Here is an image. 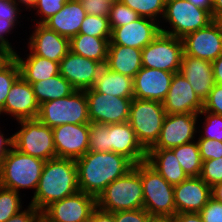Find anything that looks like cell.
Instances as JSON below:
<instances>
[{"instance_id":"obj_53","label":"cell","mask_w":222,"mask_h":222,"mask_svg":"<svg viewBox=\"0 0 222 222\" xmlns=\"http://www.w3.org/2000/svg\"><path fill=\"white\" fill-rule=\"evenodd\" d=\"M215 84L222 85V54L212 62Z\"/></svg>"},{"instance_id":"obj_42","label":"cell","mask_w":222,"mask_h":222,"mask_svg":"<svg viewBox=\"0 0 222 222\" xmlns=\"http://www.w3.org/2000/svg\"><path fill=\"white\" fill-rule=\"evenodd\" d=\"M199 151L202 162L222 157V142L211 139L198 138Z\"/></svg>"},{"instance_id":"obj_45","label":"cell","mask_w":222,"mask_h":222,"mask_svg":"<svg viewBox=\"0 0 222 222\" xmlns=\"http://www.w3.org/2000/svg\"><path fill=\"white\" fill-rule=\"evenodd\" d=\"M199 214L203 222H222V203L211 197Z\"/></svg>"},{"instance_id":"obj_39","label":"cell","mask_w":222,"mask_h":222,"mask_svg":"<svg viewBox=\"0 0 222 222\" xmlns=\"http://www.w3.org/2000/svg\"><path fill=\"white\" fill-rule=\"evenodd\" d=\"M199 115H204L205 118L203 119H205V121L202 122L204 132L202 129L201 131L198 129V131L202 133L201 135H198V138L211 139L222 142V116L207 112L203 109L200 111Z\"/></svg>"},{"instance_id":"obj_58","label":"cell","mask_w":222,"mask_h":222,"mask_svg":"<svg viewBox=\"0 0 222 222\" xmlns=\"http://www.w3.org/2000/svg\"><path fill=\"white\" fill-rule=\"evenodd\" d=\"M222 13V0H213L212 17Z\"/></svg>"},{"instance_id":"obj_56","label":"cell","mask_w":222,"mask_h":222,"mask_svg":"<svg viewBox=\"0 0 222 222\" xmlns=\"http://www.w3.org/2000/svg\"><path fill=\"white\" fill-rule=\"evenodd\" d=\"M211 197L214 200L222 203V182L211 187Z\"/></svg>"},{"instance_id":"obj_50","label":"cell","mask_w":222,"mask_h":222,"mask_svg":"<svg viewBox=\"0 0 222 222\" xmlns=\"http://www.w3.org/2000/svg\"><path fill=\"white\" fill-rule=\"evenodd\" d=\"M1 129V128H0ZM10 147V148H9ZM13 147V135L4 137V133L0 130V165L6 158L8 152Z\"/></svg>"},{"instance_id":"obj_34","label":"cell","mask_w":222,"mask_h":222,"mask_svg":"<svg viewBox=\"0 0 222 222\" xmlns=\"http://www.w3.org/2000/svg\"><path fill=\"white\" fill-rule=\"evenodd\" d=\"M20 197L19 192L0 185V222H6L23 210Z\"/></svg>"},{"instance_id":"obj_23","label":"cell","mask_w":222,"mask_h":222,"mask_svg":"<svg viewBox=\"0 0 222 222\" xmlns=\"http://www.w3.org/2000/svg\"><path fill=\"white\" fill-rule=\"evenodd\" d=\"M128 158L134 165L146 161L147 151L128 122L109 124V152Z\"/></svg>"},{"instance_id":"obj_27","label":"cell","mask_w":222,"mask_h":222,"mask_svg":"<svg viewBox=\"0 0 222 222\" xmlns=\"http://www.w3.org/2000/svg\"><path fill=\"white\" fill-rule=\"evenodd\" d=\"M146 162L172 186L188 178L171 149H149Z\"/></svg>"},{"instance_id":"obj_57","label":"cell","mask_w":222,"mask_h":222,"mask_svg":"<svg viewBox=\"0 0 222 222\" xmlns=\"http://www.w3.org/2000/svg\"><path fill=\"white\" fill-rule=\"evenodd\" d=\"M149 222H174V216L151 215Z\"/></svg>"},{"instance_id":"obj_15","label":"cell","mask_w":222,"mask_h":222,"mask_svg":"<svg viewBox=\"0 0 222 222\" xmlns=\"http://www.w3.org/2000/svg\"><path fill=\"white\" fill-rule=\"evenodd\" d=\"M52 131L56 157L76 160L89 151V124H64Z\"/></svg>"},{"instance_id":"obj_13","label":"cell","mask_w":222,"mask_h":222,"mask_svg":"<svg viewBox=\"0 0 222 222\" xmlns=\"http://www.w3.org/2000/svg\"><path fill=\"white\" fill-rule=\"evenodd\" d=\"M199 114H166L156 144L150 149H172L195 141Z\"/></svg>"},{"instance_id":"obj_24","label":"cell","mask_w":222,"mask_h":222,"mask_svg":"<svg viewBox=\"0 0 222 222\" xmlns=\"http://www.w3.org/2000/svg\"><path fill=\"white\" fill-rule=\"evenodd\" d=\"M204 103L215 85L212 63L183 54L179 71Z\"/></svg>"},{"instance_id":"obj_20","label":"cell","mask_w":222,"mask_h":222,"mask_svg":"<svg viewBox=\"0 0 222 222\" xmlns=\"http://www.w3.org/2000/svg\"><path fill=\"white\" fill-rule=\"evenodd\" d=\"M174 73L142 67L133 78L134 98L163 103Z\"/></svg>"},{"instance_id":"obj_38","label":"cell","mask_w":222,"mask_h":222,"mask_svg":"<svg viewBox=\"0 0 222 222\" xmlns=\"http://www.w3.org/2000/svg\"><path fill=\"white\" fill-rule=\"evenodd\" d=\"M89 151L109 152V125L89 123Z\"/></svg>"},{"instance_id":"obj_49","label":"cell","mask_w":222,"mask_h":222,"mask_svg":"<svg viewBox=\"0 0 222 222\" xmlns=\"http://www.w3.org/2000/svg\"><path fill=\"white\" fill-rule=\"evenodd\" d=\"M14 27L16 28V24L13 21L0 18V45L8 48L13 54L15 53V49L12 48V44L9 43L8 38H5V36L11 34Z\"/></svg>"},{"instance_id":"obj_54","label":"cell","mask_w":222,"mask_h":222,"mask_svg":"<svg viewBox=\"0 0 222 222\" xmlns=\"http://www.w3.org/2000/svg\"><path fill=\"white\" fill-rule=\"evenodd\" d=\"M14 54L6 47L0 45V69L6 65L12 58Z\"/></svg>"},{"instance_id":"obj_6","label":"cell","mask_w":222,"mask_h":222,"mask_svg":"<svg viewBox=\"0 0 222 222\" xmlns=\"http://www.w3.org/2000/svg\"><path fill=\"white\" fill-rule=\"evenodd\" d=\"M165 116L163 103L137 98L132 99L128 123L146 151L158 141Z\"/></svg>"},{"instance_id":"obj_52","label":"cell","mask_w":222,"mask_h":222,"mask_svg":"<svg viewBox=\"0 0 222 222\" xmlns=\"http://www.w3.org/2000/svg\"><path fill=\"white\" fill-rule=\"evenodd\" d=\"M174 222H203L199 213H177L174 215Z\"/></svg>"},{"instance_id":"obj_60","label":"cell","mask_w":222,"mask_h":222,"mask_svg":"<svg viewBox=\"0 0 222 222\" xmlns=\"http://www.w3.org/2000/svg\"><path fill=\"white\" fill-rule=\"evenodd\" d=\"M213 22L217 25L219 31L222 33V13L216 14L213 17Z\"/></svg>"},{"instance_id":"obj_8","label":"cell","mask_w":222,"mask_h":222,"mask_svg":"<svg viewBox=\"0 0 222 222\" xmlns=\"http://www.w3.org/2000/svg\"><path fill=\"white\" fill-rule=\"evenodd\" d=\"M143 208L150 215L174 216V186L169 184L146 161L141 163Z\"/></svg>"},{"instance_id":"obj_26","label":"cell","mask_w":222,"mask_h":222,"mask_svg":"<svg viewBox=\"0 0 222 222\" xmlns=\"http://www.w3.org/2000/svg\"><path fill=\"white\" fill-rule=\"evenodd\" d=\"M142 50L129 46L109 44L105 67L134 78L142 68Z\"/></svg>"},{"instance_id":"obj_30","label":"cell","mask_w":222,"mask_h":222,"mask_svg":"<svg viewBox=\"0 0 222 222\" xmlns=\"http://www.w3.org/2000/svg\"><path fill=\"white\" fill-rule=\"evenodd\" d=\"M110 38L79 33L69 40V48L75 54L105 65Z\"/></svg>"},{"instance_id":"obj_61","label":"cell","mask_w":222,"mask_h":222,"mask_svg":"<svg viewBox=\"0 0 222 222\" xmlns=\"http://www.w3.org/2000/svg\"><path fill=\"white\" fill-rule=\"evenodd\" d=\"M38 222H48V221L41 216V218L38 220Z\"/></svg>"},{"instance_id":"obj_21","label":"cell","mask_w":222,"mask_h":222,"mask_svg":"<svg viewBox=\"0 0 222 222\" xmlns=\"http://www.w3.org/2000/svg\"><path fill=\"white\" fill-rule=\"evenodd\" d=\"M174 204L177 213H199L211 198V187L200 177H188L174 186Z\"/></svg>"},{"instance_id":"obj_43","label":"cell","mask_w":222,"mask_h":222,"mask_svg":"<svg viewBox=\"0 0 222 222\" xmlns=\"http://www.w3.org/2000/svg\"><path fill=\"white\" fill-rule=\"evenodd\" d=\"M203 110L222 116V85L213 86L203 103Z\"/></svg>"},{"instance_id":"obj_47","label":"cell","mask_w":222,"mask_h":222,"mask_svg":"<svg viewBox=\"0 0 222 222\" xmlns=\"http://www.w3.org/2000/svg\"><path fill=\"white\" fill-rule=\"evenodd\" d=\"M20 11L14 0H0V18L13 21L17 25Z\"/></svg>"},{"instance_id":"obj_29","label":"cell","mask_w":222,"mask_h":222,"mask_svg":"<svg viewBox=\"0 0 222 222\" xmlns=\"http://www.w3.org/2000/svg\"><path fill=\"white\" fill-rule=\"evenodd\" d=\"M92 88L101 94L134 98L133 78L111 71L105 66L100 71Z\"/></svg>"},{"instance_id":"obj_44","label":"cell","mask_w":222,"mask_h":222,"mask_svg":"<svg viewBox=\"0 0 222 222\" xmlns=\"http://www.w3.org/2000/svg\"><path fill=\"white\" fill-rule=\"evenodd\" d=\"M150 217L144 208L114 212V222H149Z\"/></svg>"},{"instance_id":"obj_3","label":"cell","mask_w":222,"mask_h":222,"mask_svg":"<svg viewBox=\"0 0 222 222\" xmlns=\"http://www.w3.org/2000/svg\"><path fill=\"white\" fill-rule=\"evenodd\" d=\"M97 207L106 212L143 208L141 163L115 179L96 198Z\"/></svg>"},{"instance_id":"obj_40","label":"cell","mask_w":222,"mask_h":222,"mask_svg":"<svg viewBox=\"0 0 222 222\" xmlns=\"http://www.w3.org/2000/svg\"><path fill=\"white\" fill-rule=\"evenodd\" d=\"M199 177L210 187L222 182V157L202 162V170Z\"/></svg>"},{"instance_id":"obj_9","label":"cell","mask_w":222,"mask_h":222,"mask_svg":"<svg viewBox=\"0 0 222 222\" xmlns=\"http://www.w3.org/2000/svg\"><path fill=\"white\" fill-rule=\"evenodd\" d=\"M20 130L13 135V147L24 154L47 161L56 157L52 128L36 119L18 121Z\"/></svg>"},{"instance_id":"obj_19","label":"cell","mask_w":222,"mask_h":222,"mask_svg":"<svg viewBox=\"0 0 222 222\" xmlns=\"http://www.w3.org/2000/svg\"><path fill=\"white\" fill-rule=\"evenodd\" d=\"M163 106L166 114H199L203 102L187 79L178 72L173 75Z\"/></svg>"},{"instance_id":"obj_4","label":"cell","mask_w":222,"mask_h":222,"mask_svg":"<svg viewBox=\"0 0 222 222\" xmlns=\"http://www.w3.org/2000/svg\"><path fill=\"white\" fill-rule=\"evenodd\" d=\"M45 161L24 154L12 147L0 165V185L19 192L37 190Z\"/></svg>"},{"instance_id":"obj_5","label":"cell","mask_w":222,"mask_h":222,"mask_svg":"<svg viewBox=\"0 0 222 222\" xmlns=\"http://www.w3.org/2000/svg\"><path fill=\"white\" fill-rule=\"evenodd\" d=\"M37 119L50 128L64 124H89L85 90H75L71 95L40 104Z\"/></svg>"},{"instance_id":"obj_55","label":"cell","mask_w":222,"mask_h":222,"mask_svg":"<svg viewBox=\"0 0 222 222\" xmlns=\"http://www.w3.org/2000/svg\"><path fill=\"white\" fill-rule=\"evenodd\" d=\"M194 6L206 10L212 14L213 0H187Z\"/></svg>"},{"instance_id":"obj_36","label":"cell","mask_w":222,"mask_h":222,"mask_svg":"<svg viewBox=\"0 0 222 222\" xmlns=\"http://www.w3.org/2000/svg\"><path fill=\"white\" fill-rule=\"evenodd\" d=\"M139 18L140 16L137 12L133 11L130 7L123 4L119 0L111 3L108 16L111 30L115 27H121L129 24L130 22L136 21Z\"/></svg>"},{"instance_id":"obj_32","label":"cell","mask_w":222,"mask_h":222,"mask_svg":"<svg viewBox=\"0 0 222 222\" xmlns=\"http://www.w3.org/2000/svg\"><path fill=\"white\" fill-rule=\"evenodd\" d=\"M188 177H199L202 160L197 141H191L171 149Z\"/></svg>"},{"instance_id":"obj_12","label":"cell","mask_w":222,"mask_h":222,"mask_svg":"<svg viewBox=\"0 0 222 222\" xmlns=\"http://www.w3.org/2000/svg\"><path fill=\"white\" fill-rule=\"evenodd\" d=\"M96 208L94 196L78 191L51 203L42 211V217L48 222H88Z\"/></svg>"},{"instance_id":"obj_35","label":"cell","mask_w":222,"mask_h":222,"mask_svg":"<svg viewBox=\"0 0 222 222\" xmlns=\"http://www.w3.org/2000/svg\"><path fill=\"white\" fill-rule=\"evenodd\" d=\"M19 76L20 67L15 57L0 69V111L4 107L12 84Z\"/></svg>"},{"instance_id":"obj_46","label":"cell","mask_w":222,"mask_h":222,"mask_svg":"<svg viewBox=\"0 0 222 222\" xmlns=\"http://www.w3.org/2000/svg\"><path fill=\"white\" fill-rule=\"evenodd\" d=\"M88 15L109 16L112 1L107 0H80Z\"/></svg>"},{"instance_id":"obj_25","label":"cell","mask_w":222,"mask_h":222,"mask_svg":"<svg viewBox=\"0 0 222 222\" xmlns=\"http://www.w3.org/2000/svg\"><path fill=\"white\" fill-rule=\"evenodd\" d=\"M86 15L80 0H67L64 7L47 19L43 25L70 40L79 34Z\"/></svg>"},{"instance_id":"obj_51","label":"cell","mask_w":222,"mask_h":222,"mask_svg":"<svg viewBox=\"0 0 222 222\" xmlns=\"http://www.w3.org/2000/svg\"><path fill=\"white\" fill-rule=\"evenodd\" d=\"M88 222H114V213L103 211L97 207Z\"/></svg>"},{"instance_id":"obj_2","label":"cell","mask_w":222,"mask_h":222,"mask_svg":"<svg viewBox=\"0 0 222 222\" xmlns=\"http://www.w3.org/2000/svg\"><path fill=\"white\" fill-rule=\"evenodd\" d=\"M79 191L78 170L74 159L55 157L45 161L39 184L30 205L39 211L55 201Z\"/></svg>"},{"instance_id":"obj_14","label":"cell","mask_w":222,"mask_h":222,"mask_svg":"<svg viewBox=\"0 0 222 222\" xmlns=\"http://www.w3.org/2000/svg\"><path fill=\"white\" fill-rule=\"evenodd\" d=\"M104 64L69 52L59 62V73L76 90L92 88Z\"/></svg>"},{"instance_id":"obj_48","label":"cell","mask_w":222,"mask_h":222,"mask_svg":"<svg viewBox=\"0 0 222 222\" xmlns=\"http://www.w3.org/2000/svg\"><path fill=\"white\" fill-rule=\"evenodd\" d=\"M27 207L26 210H21L6 222H38L42 216V212L36 209L33 205L29 204Z\"/></svg>"},{"instance_id":"obj_31","label":"cell","mask_w":222,"mask_h":222,"mask_svg":"<svg viewBox=\"0 0 222 222\" xmlns=\"http://www.w3.org/2000/svg\"><path fill=\"white\" fill-rule=\"evenodd\" d=\"M40 104L71 95L76 89L60 74L31 84Z\"/></svg>"},{"instance_id":"obj_22","label":"cell","mask_w":222,"mask_h":222,"mask_svg":"<svg viewBox=\"0 0 222 222\" xmlns=\"http://www.w3.org/2000/svg\"><path fill=\"white\" fill-rule=\"evenodd\" d=\"M35 26V30L29 37V50L34 55L60 62L70 50L69 39L43 24L36 23Z\"/></svg>"},{"instance_id":"obj_17","label":"cell","mask_w":222,"mask_h":222,"mask_svg":"<svg viewBox=\"0 0 222 222\" xmlns=\"http://www.w3.org/2000/svg\"><path fill=\"white\" fill-rule=\"evenodd\" d=\"M39 106L32 85L20 75L10 88L4 107L0 111V116L3 113L8 114L17 121L36 119Z\"/></svg>"},{"instance_id":"obj_16","label":"cell","mask_w":222,"mask_h":222,"mask_svg":"<svg viewBox=\"0 0 222 222\" xmlns=\"http://www.w3.org/2000/svg\"><path fill=\"white\" fill-rule=\"evenodd\" d=\"M184 54L213 62L222 54V33L211 22L208 26L182 38Z\"/></svg>"},{"instance_id":"obj_11","label":"cell","mask_w":222,"mask_h":222,"mask_svg":"<svg viewBox=\"0 0 222 222\" xmlns=\"http://www.w3.org/2000/svg\"><path fill=\"white\" fill-rule=\"evenodd\" d=\"M85 95L90 122L107 125L128 122L133 98L101 94L93 88L86 89Z\"/></svg>"},{"instance_id":"obj_10","label":"cell","mask_w":222,"mask_h":222,"mask_svg":"<svg viewBox=\"0 0 222 222\" xmlns=\"http://www.w3.org/2000/svg\"><path fill=\"white\" fill-rule=\"evenodd\" d=\"M183 54L181 38L160 33L142 49V67L178 73Z\"/></svg>"},{"instance_id":"obj_41","label":"cell","mask_w":222,"mask_h":222,"mask_svg":"<svg viewBox=\"0 0 222 222\" xmlns=\"http://www.w3.org/2000/svg\"><path fill=\"white\" fill-rule=\"evenodd\" d=\"M67 0H36L34 8L37 12V15H40L41 18L38 21H35L37 24H43L51 16L59 12L65 5Z\"/></svg>"},{"instance_id":"obj_59","label":"cell","mask_w":222,"mask_h":222,"mask_svg":"<svg viewBox=\"0 0 222 222\" xmlns=\"http://www.w3.org/2000/svg\"><path fill=\"white\" fill-rule=\"evenodd\" d=\"M14 1L16 2L18 6H20L19 4L21 3L22 4L21 6L24 5L26 9L30 8V11H31V8H34L35 2H36V0H14Z\"/></svg>"},{"instance_id":"obj_1","label":"cell","mask_w":222,"mask_h":222,"mask_svg":"<svg viewBox=\"0 0 222 222\" xmlns=\"http://www.w3.org/2000/svg\"><path fill=\"white\" fill-rule=\"evenodd\" d=\"M75 161L79 191L95 198L115 179L124 176L134 167L128 158L112 151H88Z\"/></svg>"},{"instance_id":"obj_18","label":"cell","mask_w":222,"mask_h":222,"mask_svg":"<svg viewBox=\"0 0 222 222\" xmlns=\"http://www.w3.org/2000/svg\"><path fill=\"white\" fill-rule=\"evenodd\" d=\"M159 23L149 18L140 17L129 24L115 27L111 30L109 44L129 46L142 50L161 33Z\"/></svg>"},{"instance_id":"obj_7","label":"cell","mask_w":222,"mask_h":222,"mask_svg":"<svg viewBox=\"0 0 222 222\" xmlns=\"http://www.w3.org/2000/svg\"><path fill=\"white\" fill-rule=\"evenodd\" d=\"M162 20L169 22L171 29H163L160 25L161 33L182 39L185 35L208 26L213 22V17L210 12L187 0H166Z\"/></svg>"},{"instance_id":"obj_37","label":"cell","mask_w":222,"mask_h":222,"mask_svg":"<svg viewBox=\"0 0 222 222\" xmlns=\"http://www.w3.org/2000/svg\"><path fill=\"white\" fill-rule=\"evenodd\" d=\"M79 33L94 37H111V28L107 16L86 15Z\"/></svg>"},{"instance_id":"obj_33","label":"cell","mask_w":222,"mask_h":222,"mask_svg":"<svg viewBox=\"0 0 222 222\" xmlns=\"http://www.w3.org/2000/svg\"><path fill=\"white\" fill-rule=\"evenodd\" d=\"M137 12L140 17L161 22L165 13L166 0H119ZM160 17V21H159ZM158 18V19H157Z\"/></svg>"},{"instance_id":"obj_28","label":"cell","mask_w":222,"mask_h":222,"mask_svg":"<svg viewBox=\"0 0 222 222\" xmlns=\"http://www.w3.org/2000/svg\"><path fill=\"white\" fill-rule=\"evenodd\" d=\"M14 57L19 64L20 75L30 84L60 74L59 62L34 55L30 50L25 59L17 52L14 53Z\"/></svg>"}]
</instances>
